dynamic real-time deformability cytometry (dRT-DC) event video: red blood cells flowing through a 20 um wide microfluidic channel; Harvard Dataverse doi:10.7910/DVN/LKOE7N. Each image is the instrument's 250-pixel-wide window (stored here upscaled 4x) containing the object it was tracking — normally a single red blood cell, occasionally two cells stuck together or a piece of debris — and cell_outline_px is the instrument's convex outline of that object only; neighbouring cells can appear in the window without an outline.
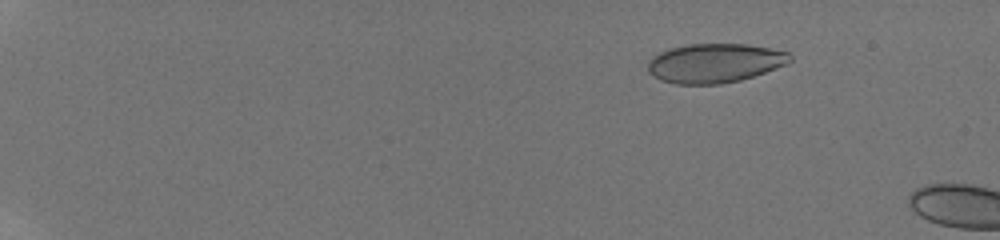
{"species": "human", "species_latin": "Homo sapiens", "temperature_condition": "room temperature", "stored_images_in_passage": 14, "camera_frame_rate_fps": 3000, "um_per_image_px": 0.085, "donor": {"sex": "male"}, "frame": {"image": 1, "passage_image": 10, "time_ms": 3.0, "image_size_px": [1000, 240], "cell_outline_px": [[792, 60], [788, 64], [740, 80], [720, 84], [676, 84], [660, 80], [652, 76], [648, 72], [648, 60], [660, 52], [668, 48], [688, 44], [744, 44], [768, 48], [788, 52], [792, 56]], "centroid_in_image_um": [60.72, 5.36], "position_along_channel_um": 24.3, "area_um2": 32.48}}